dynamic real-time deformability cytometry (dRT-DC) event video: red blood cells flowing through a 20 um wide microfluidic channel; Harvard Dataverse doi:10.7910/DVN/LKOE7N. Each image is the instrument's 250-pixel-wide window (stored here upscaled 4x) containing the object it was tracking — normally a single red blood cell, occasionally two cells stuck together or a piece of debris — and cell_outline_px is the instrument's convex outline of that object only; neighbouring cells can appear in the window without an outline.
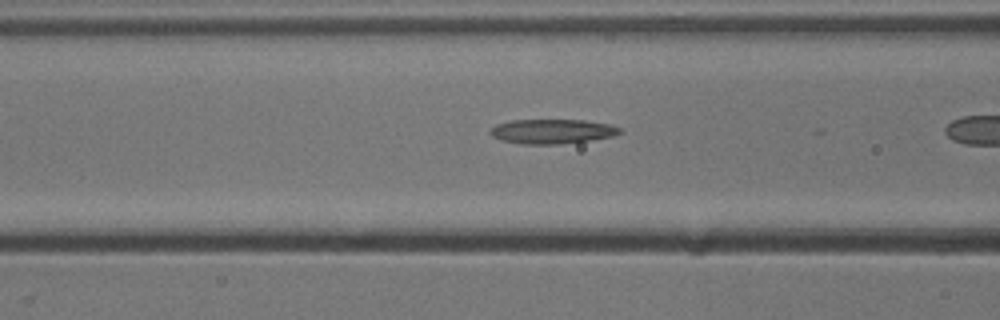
{"species": "common noctule bat (a hibernating species)", "species_latin": "Nyctalus noctula", "temperature_condition": "cold", "stored_images_in_passage": 22, "camera_frame_rate_fps": 3000, "um_per_image_px": 0.085, "animal": {"sex": "male", "body_mass_g": 13.3}, "frame": {"image": 1, "passage_image": 18, "time_ms": 5.667, "image_size_px": [1000, 320], "cell_outline_px": [[620, 132], [612, 136], [588, 140], [560, 144], [520, 144], [500, 140], [492, 136], [488, 132], [496, 124], [512, 120], [584, 120], [608, 124], [620, 128]], "centroid_in_image_um": [46.86, 11.17], "position_along_channel_um": 119.7, "area_um2": 18.38}}
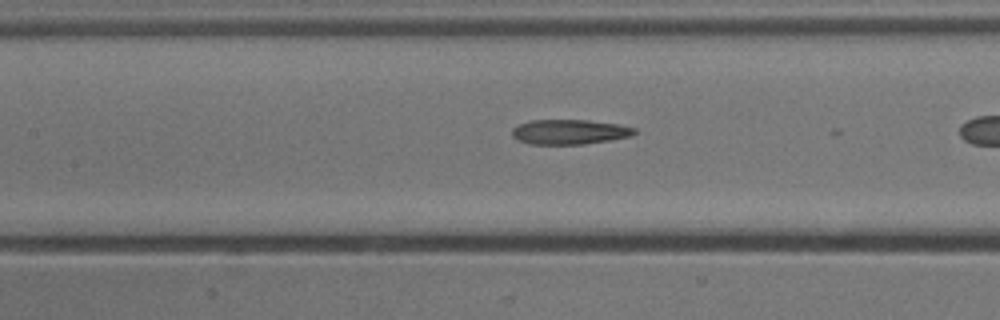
{"frame": {"image": 2, "passage_image": 21, "time_ms": 6.667, "image_size_px": [1000, 320], "cell_outline_px": [[636, 132], [632, 136], [612, 140], [584, 144], [532, 144], [516, 140], [512, 136], [512, 128], [516, 124], [532, 120], [588, 120], [620, 124], [636, 128]], "centroid_in_image_um": [48.41, 11.21], "position_along_channel_um": 159.0, "area_um2": 17.98}}